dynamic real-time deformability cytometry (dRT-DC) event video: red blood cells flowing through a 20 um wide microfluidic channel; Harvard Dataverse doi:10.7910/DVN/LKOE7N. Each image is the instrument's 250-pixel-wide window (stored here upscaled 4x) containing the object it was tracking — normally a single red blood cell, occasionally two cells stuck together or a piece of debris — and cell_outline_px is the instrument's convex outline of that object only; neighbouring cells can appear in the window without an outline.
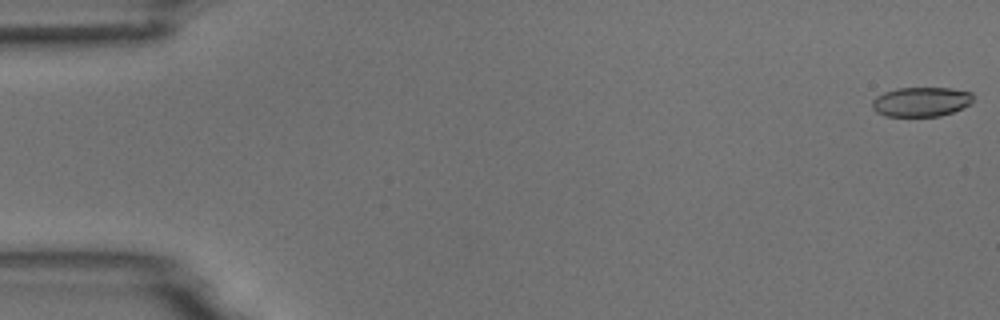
{"species": "common noctule bat (a hibernating species)", "species_latin": "Nyctalus noctula", "temperature_condition": "room temperature", "stored_images_in_passage": 7, "camera_frame_rate_fps": 3000, "um_per_image_px": 0.085, "animal": {"sex": "male", "body_mass_g": 18.8}, "frame": {"image": 1, "passage_image": 1, "time_ms": 0.0, "image_size_px": [1000, 320], "cell_outline_px": [[972, 104], [952, 112], [940, 116], [884, 116], [876, 112], [872, 108], [872, 100], [876, 96], [884, 92], [896, 88], [948, 88], [972, 92]], "centroid_in_image_um": [78.28, 8.65], "position_along_channel_um": 6.7, "area_um2": 17.46}}
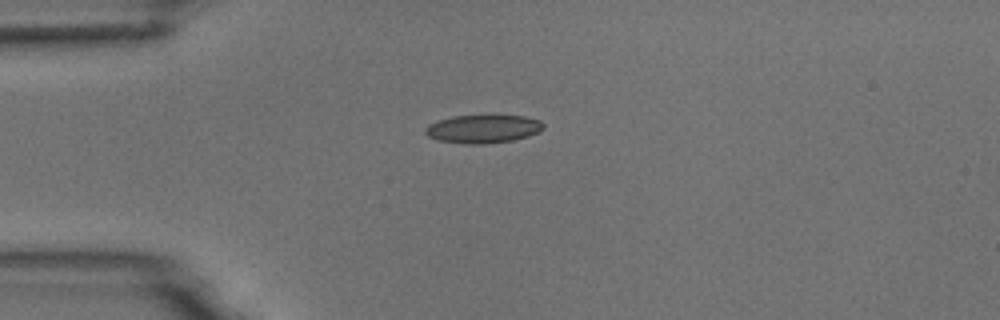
{"frame": {"image": 2, "passage_image": 5, "time_ms": 4.333, "image_size_px": [1000, 320], "cell_outline_px": [[544, 128], [528, 136], [512, 140], [484, 144], [468, 144], [436, 140], [428, 136], [424, 132], [424, 128], [428, 124], [452, 116], [524, 116], [540, 120], [544, 124]], "centroid_in_image_um": [41.03, 10.96], "position_along_channel_um": 44.0, "area_um2": 19.31}}
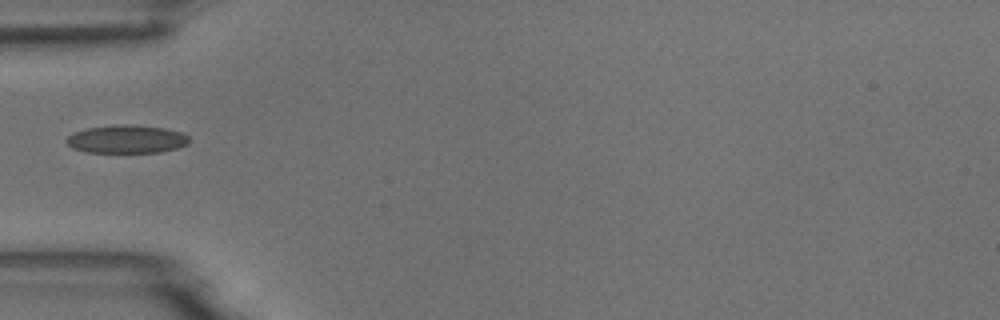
{"frame": {"image": 3, "passage_image": 6, "time_ms": 5.667, "image_size_px": [1000, 320], "cell_outline_px": [[188, 144], [176, 148], [160, 152], [84, 152], [72, 148], [64, 140], [68, 136], [76, 132], [88, 128], [120, 124], [128, 124], [164, 128], [180, 132], [188, 136]], "centroid_in_image_um": [10.74, 11.83], "position_along_channel_um": 74.3, "area_um2": 19.94}}